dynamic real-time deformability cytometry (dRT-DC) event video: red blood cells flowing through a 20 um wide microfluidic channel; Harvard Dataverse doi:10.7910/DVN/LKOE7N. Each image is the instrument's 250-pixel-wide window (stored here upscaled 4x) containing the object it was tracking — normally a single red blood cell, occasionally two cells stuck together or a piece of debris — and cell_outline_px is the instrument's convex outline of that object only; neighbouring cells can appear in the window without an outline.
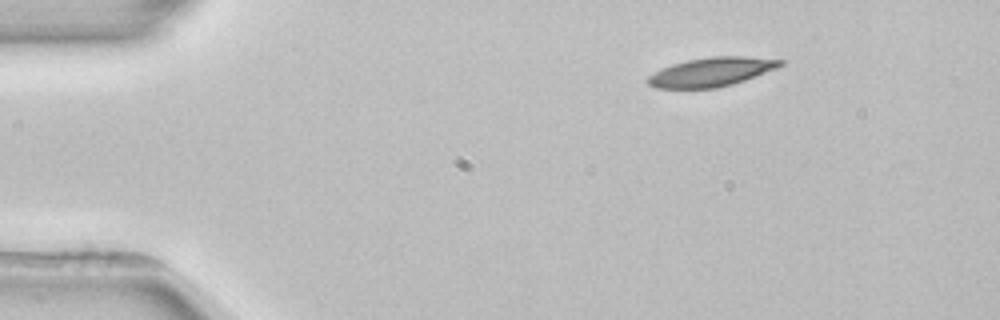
{"species": "common noctule bat (a hibernating species)", "species_latin": "Nyctalus noctula", "temperature_condition": "room temperature", "stored_images_in_passage": 3, "camera_frame_rate_fps": 3000, "um_per_image_px": 0.085, "animal": {"sex": "female", "body_mass_g": 22.7, "forearm_length_mm": 54.2}, "frame": {"image": 1, "passage_image": 1, "time_ms": 0.0, "image_size_px": [1000, 320], "cell_outline_px": [[784, 64], [776, 68], [744, 80], [732, 84], [716, 88], [656, 88], [648, 84], [648, 76], [672, 64], [688, 60], [712, 56], [744, 56], [784, 60]], "centroid_in_image_um": [60.49, 6.11], "position_along_channel_um": 24.5, "area_um2": 22.02}}
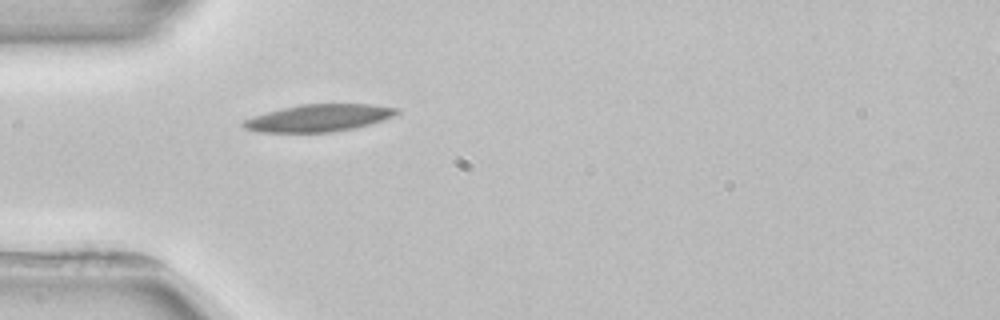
{"frame": {"image": 2, "passage_image": 3, "time_ms": 2.667, "image_size_px": [1000, 320], "cell_outline_px": [[400, 112], [392, 116], [368, 124], [352, 128], [332, 132], [256, 132], [244, 128], [240, 124], [244, 120], [252, 116], [280, 108], [300, 104], [372, 104], [400, 108]], "centroid_in_image_um": [27.04, 10.02], "position_along_channel_um": 58.0, "area_um2": 24.28}}